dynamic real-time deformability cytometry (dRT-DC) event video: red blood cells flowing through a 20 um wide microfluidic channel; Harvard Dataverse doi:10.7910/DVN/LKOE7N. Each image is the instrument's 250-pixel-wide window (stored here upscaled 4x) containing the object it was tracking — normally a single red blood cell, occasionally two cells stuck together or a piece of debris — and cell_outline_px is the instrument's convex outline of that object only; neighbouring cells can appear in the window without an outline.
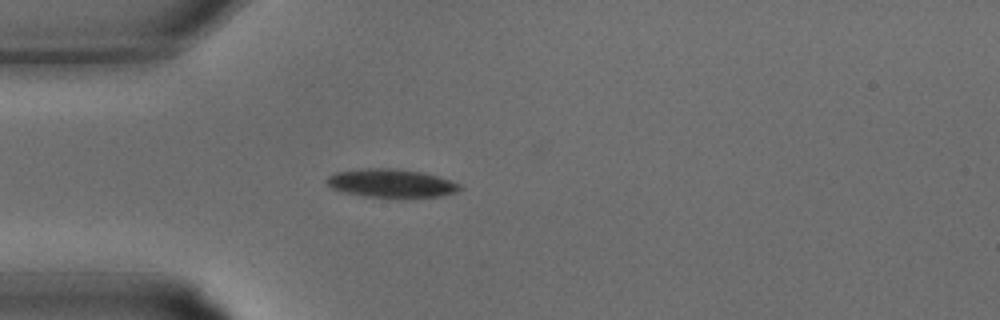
{"species": "common noctule bat (a hibernating species)", "species_latin": "Nyctalus noctula", "temperature_condition": "warm", "stored_images_in_passage": 25, "camera_frame_rate_fps": 3000, "um_per_image_px": 0.085, "animal": {"sex": "male", "body_mass_g": 15.6}, "frame": {"image": 1, "passage_image": 1, "time_ms": 0.0, "image_size_px": [1000, 320], "cell_outline_px": [[464, 188], [456, 192], [440, 196], [364, 196], [344, 192], [332, 188], [324, 180], [328, 176], [336, 172], [360, 168], [392, 168], [424, 172], [460, 184]], "centroid_in_image_um": [33.22, 15.55], "position_along_channel_um": 51.8, "area_um2": 21.68}}
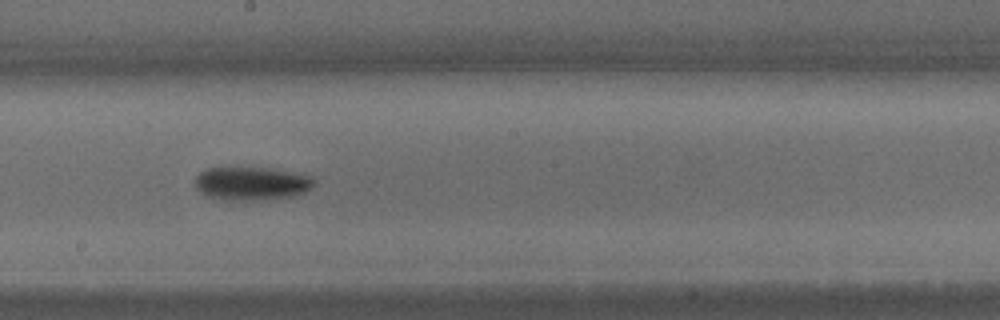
{"frame": {"image": 2, "passage_image": 10, "time_ms": 3.0, "image_size_px": [1000, 320], "cell_outline_px": [[316, 184], [312, 188], [296, 196], [252, 200], [228, 200], [208, 196], [200, 192], [196, 188], [196, 176], [200, 172], [208, 168], [268, 168], [296, 172], [312, 176], [316, 180]], "centroid_in_image_um": [21.45, 15.59], "position_along_channel_um": 226.8, "area_um2": 23.18}}
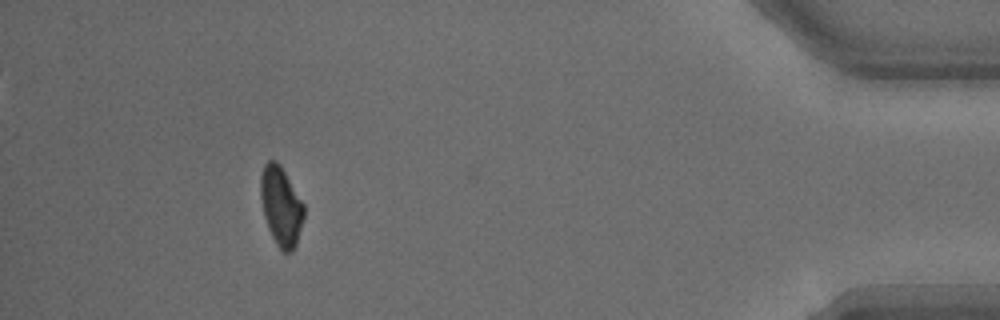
{"frame": {"image": 3, "passage_image": 22, "time_ms": 7.0, "image_size_px": [1000, 320], "cell_outline_px": [[304, 216], [296, 244], [292, 252], [284, 252], [276, 244], [268, 228], [264, 216], [260, 196], [260, 176], [264, 164], [268, 160], [276, 160], [280, 164], [304, 204]], "centroid_in_image_um": [23.87, 17.5], "position_along_channel_um": 411.3, "area_um2": 19.94}}